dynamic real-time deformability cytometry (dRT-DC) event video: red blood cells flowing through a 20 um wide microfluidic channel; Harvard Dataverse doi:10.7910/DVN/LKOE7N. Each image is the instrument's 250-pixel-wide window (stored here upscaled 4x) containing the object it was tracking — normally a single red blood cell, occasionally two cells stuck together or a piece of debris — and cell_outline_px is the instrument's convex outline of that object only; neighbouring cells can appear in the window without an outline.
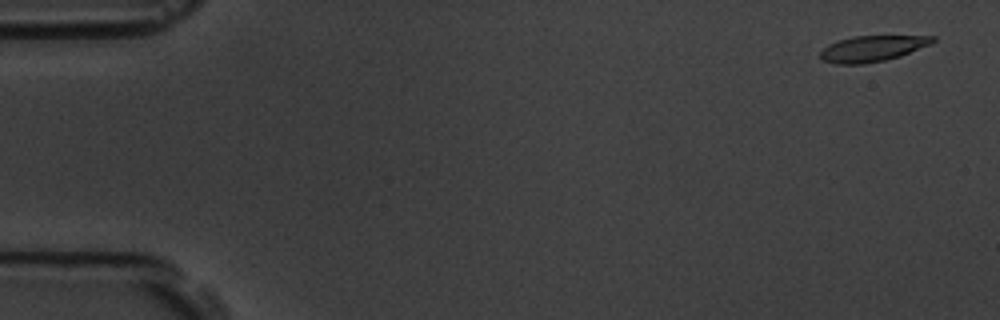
{"species": "common noctule bat (a hibernating species)", "species_latin": "Nyctalus noctula", "temperature_condition": "room temperature", "stored_images_in_passage": 5, "camera_frame_rate_fps": 3000, "um_per_image_px": 0.085, "animal": {"sex": "male", "body_mass_g": 19.5, "forearm_length_mm": 54.6}, "frame": {"image": 1, "passage_image": 1, "time_ms": 0.0, "image_size_px": [1000, 320], "cell_outline_px": [[936, 40], [928, 44], [900, 56], [884, 60], [864, 64], [836, 64], [824, 60], [820, 56], [820, 52], [828, 44], [852, 36], [936, 36]], "centroid_in_image_um": [74.11, 4.13], "position_along_channel_um": 10.9, "area_um2": 16.65}}
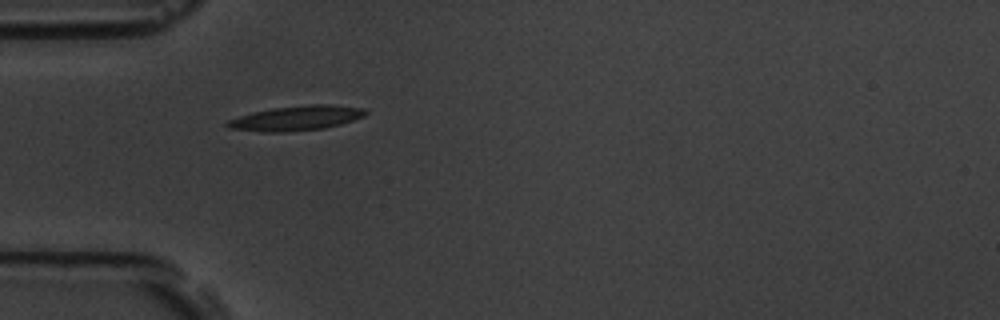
{"frame": {"image": 2, "passage_image": 5, "time_ms": 1.333, "image_size_px": [1000, 320], "cell_outline_px": [[368, 112], [364, 116], [340, 124], [324, 128], [284, 132], [260, 132], [228, 128], [224, 124], [228, 120], [252, 112], [272, 108], [308, 104], [332, 104], [364, 108]], "centroid_in_image_um": [25.17, 10.03], "position_along_channel_um": 59.8, "area_um2": 20.0}}